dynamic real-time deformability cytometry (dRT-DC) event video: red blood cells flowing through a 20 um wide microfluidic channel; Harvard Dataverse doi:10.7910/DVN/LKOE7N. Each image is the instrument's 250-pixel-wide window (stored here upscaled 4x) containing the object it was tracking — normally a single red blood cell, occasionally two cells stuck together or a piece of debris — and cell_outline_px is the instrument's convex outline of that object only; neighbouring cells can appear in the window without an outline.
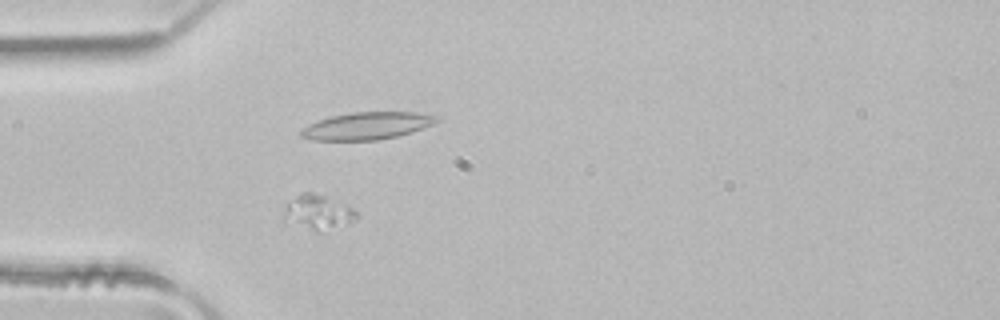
{"species": "common noctule bat (a hibernating species)", "species_latin": "Nyctalus noctula", "temperature_condition": "room temperature", "stored_images_in_passage": 3, "camera_frame_rate_fps": 3000, "um_per_image_px": 0.085, "animal": {"sex": "male", "body_mass_g": 21.5, "forearm_length_mm": 52.0}, "frame": {"image": 1, "passage_image": 3, "time_ms": 0.667, "image_size_px": [1000, 320], "cell_outline_px": [[356, 220], [348, 224], [320, 232], [316, 232], [280, 224], [284, 208], [300, 192], [312, 192], [324, 196], [352, 208], [356, 212]], "centroid_in_image_um": [26.9, 18.11], "position_along_channel_um": 58.1, "area_um2": 15.2}}